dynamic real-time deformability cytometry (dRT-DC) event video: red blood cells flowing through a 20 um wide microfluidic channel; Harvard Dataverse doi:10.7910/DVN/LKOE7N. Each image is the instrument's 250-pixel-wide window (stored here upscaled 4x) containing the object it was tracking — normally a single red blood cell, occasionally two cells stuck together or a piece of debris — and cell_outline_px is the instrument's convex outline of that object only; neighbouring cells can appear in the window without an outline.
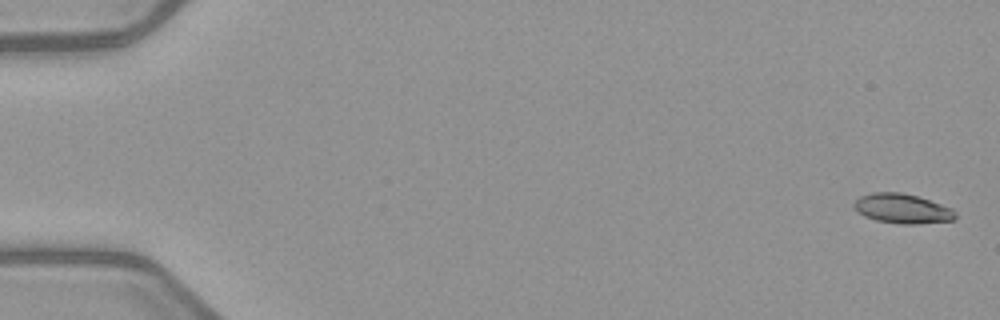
{"species": "common noctule bat (a hibernating species)", "species_latin": "Nyctalus noctula", "temperature_condition": "warm", "stored_images_in_passage": 5, "camera_frame_rate_fps": 3000, "um_per_image_px": 0.085, "animal": {"sex": "female", "body_mass_g": 21.9}, "frame": {"image": 1, "passage_image": 1, "time_ms": 0.0, "image_size_px": [1000, 320], "cell_outline_px": [[956, 220], [916, 224], [900, 224], [876, 220], [864, 216], [856, 212], [852, 204], [860, 196], [872, 192], [900, 192], [916, 196], [952, 208], [956, 212]], "centroid_in_image_um": [76.67, 17.74], "position_along_channel_um": 8.3, "area_um2": 17.57}}
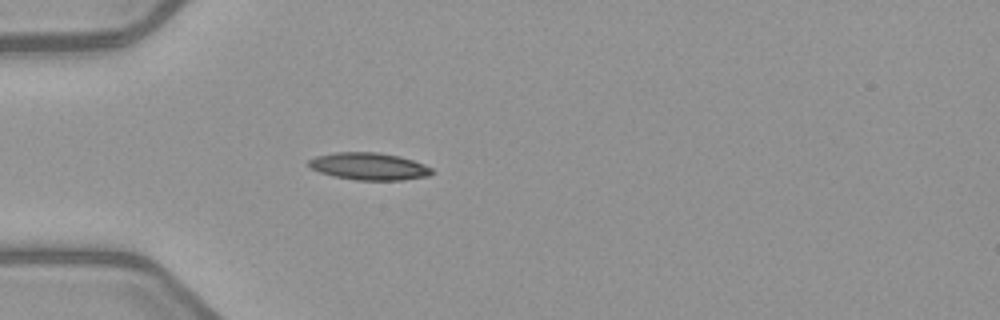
{"frame": {"image": 2, "passage_image": 5, "time_ms": 5.0, "image_size_px": [1000, 320], "cell_outline_px": [[436, 172], [428, 176], [404, 180], [356, 180], [336, 176], [320, 172], [312, 168], [308, 164], [308, 160], [316, 156], [336, 152], [376, 152], [400, 156], [424, 164], [432, 168]], "centroid_in_image_um": [31.41, 14.14], "position_along_channel_um": 53.6, "area_um2": 19.54}}